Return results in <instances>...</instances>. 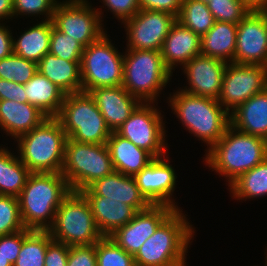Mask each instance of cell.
Here are the masks:
<instances>
[{
    "mask_svg": "<svg viewBox=\"0 0 267 266\" xmlns=\"http://www.w3.org/2000/svg\"><path fill=\"white\" fill-rule=\"evenodd\" d=\"M71 192L61 173H31L17 197L25 229L48 231L58 207Z\"/></svg>",
    "mask_w": 267,
    "mask_h": 266,
    "instance_id": "cell-1",
    "label": "cell"
},
{
    "mask_svg": "<svg viewBox=\"0 0 267 266\" xmlns=\"http://www.w3.org/2000/svg\"><path fill=\"white\" fill-rule=\"evenodd\" d=\"M205 156L203 158L206 166L224 176L229 187L267 157V140L241 132L229 125L224 135Z\"/></svg>",
    "mask_w": 267,
    "mask_h": 266,
    "instance_id": "cell-2",
    "label": "cell"
},
{
    "mask_svg": "<svg viewBox=\"0 0 267 266\" xmlns=\"http://www.w3.org/2000/svg\"><path fill=\"white\" fill-rule=\"evenodd\" d=\"M168 98V105L183 127L207 145L209 151L230 125V113L213 98L194 96L180 88Z\"/></svg>",
    "mask_w": 267,
    "mask_h": 266,
    "instance_id": "cell-3",
    "label": "cell"
},
{
    "mask_svg": "<svg viewBox=\"0 0 267 266\" xmlns=\"http://www.w3.org/2000/svg\"><path fill=\"white\" fill-rule=\"evenodd\" d=\"M181 209L175 210L133 256L135 266H186L195 230Z\"/></svg>",
    "mask_w": 267,
    "mask_h": 266,
    "instance_id": "cell-4",
    "label": "cell"
},
{
    "mask_svg": "<svg viewBox=\"0 0 267 266\" xmlns=\"http://www.w3.org/2000/svg\"><path fill=\"white\" fill-rule=\"evenodd\" d=\"M66 140L60 121L56 117H48L16 139L17 154L32 173H61Z\"/></svg>",
    "mask_w": 267,
    "mask_h": 266,
    "instance_id": "cell-5",
    "label": "cell"
},
{
    "mask_svg": "<svg viewBox=\"0 0 267 266\" xmlns=\"http://www.w3.org/2000/svg\"><path fill=\"white\" fill-rule=\"evenodd\" d=\"M122 86L142 103H157L172 79L160 51L125 49Z\"/></svg>",
    "mask_w": 267,
    "mask_h": 266,
    "instance_id": "cell-6",
    "label": "cell"
},
{
    "mask_svg": "<svg viewBox=\"0 0 267 266\" xmlns=\"http://www.w3.org/2000/svg\"><path fill=\"white\" fill-rule=\"evenodd\" d=\"M56 118L67 138L80 143L105 144L112 133L95 100L87 92L66 94Z\"/></svg>",
    "mask_w": 267,
    "mask_h": 266,
    "instance_id": "cell-7",
    "label": "cell"
},
{
    "mask_svg": "<svg viewBox=\"0 0 267 266\" xmlns=\"http://www.w3.org/2000/svg\"><path fill=\"white\" fill-rule=\"evenodd\" d=\"M114 171L107 143L88 144L67 138L61 174L72 191L80 192Z\"/></svg>",
    "mask_w": 267,
    "mask_h": 266,
    "instance_id": "cell-8",
    "label": "cell"
},
{
    "mask_svg": "<svg viewBox=\"0 0 267 266\" xmlns=\"http://www.w3.org/2000/svg\"><path fill=\"white\" fill-rule=\"evenodd\" d=\"M48 231L53 240L68 246L96 244L103 237L87 200L75 191L61 202Z\"/></svg>",
    "mask_w": 267,
    "mask_h": 266,
    "instance_id": "cell-9",
    "label": "cell"
},
{
    "mask_svg": "<svg viewBox=\"0 0 267 266\" xmlns=\"http://www.w3.org/2000/svg\"><path fill=\"white\" fill-rule=\"evenodd\" d=\"M107 35L106 32L99 40L84 47L80 64L83 92L122 85L124 54Z\"/></svg>",
    "mask_w": 267,
    "mask_h": 266,
    "instance_id": "cell-10",
    "label": "cell"
},
{
    "mask_svg": "<svg viewBox=\"0 0 267 266\" xmlns=\"http://www.w3.org/2000/svg\"><path fill=\"white\" fill-rule=\"evenodd\" d=\"M88 0L57 2L52 15L53 26L84 47L99 40L106 31L102 21V9L95 8ZM102 19V20H101Z\"/></svg>",
    "mask_w": 267,
    "mask_h": 266,
    "instance_id": "cell-11",
    "label": "cell"
},
{
    "mask_svg": "<svg viewBox=\"0 0 267 266\" xmlns=\"http://www.w3.org/2000/svg\"><path fill=\"white\" fill-rule=\"evenodd\" d=\"M154 103H140L118 128L117 134L147 151L153 158L167 154L165 121Z\"/></svg>",
    "mask_w": 267,
    "mask_h": 266,
    "instance_id": "cell-12",
    "label": "cell"
},
{
    "mask_svg": "<svg viewBox=\"0 0 267 266\" xmlns=\"http://www.w3.org/2000/svg\"><path fill=\"white\" fill-rule=\"evenodd\" d=\"M267 88V67L228 63L218 101L231 113L249 98Z\"/></svg>",
    "mask_w": 267,
    "mask_h": 266,
    "instance_id": "cell-13",
    "label": "cell"
},
{
    "mask_svg": "<svg viewBox=\"0 0 267 266\" xmlns=\"http://www.w3.org/2000/svg\"><path fill=\"white\" fill-rule=\"evenodd\" d=\"M177 17L164 11L139 10L123 25L127 49L160 51Z\"/></svg>",
    "mask_w": 267,
    "mask_h": 266,
    "instance_id": "cell-14",
    "label": "cell"
},
{
    "mask_svg": "<svg viewBox=\"0 0 267 266\" xmlns=\"http://www.w3.org/2000/svg\"><path fill=\"white\" fill-rule=\"evenodd\" d=\"M233 63L267 67V10H251L237 24Z\"/></svg>",
    "mask_w": 267,
    "mask_h": 266,
    "instance_id": "cell-15",
    "label": "cell"
},
{
    "mask_svg": "<svg viewBox=\"0 0 267 266\" xmlns=\"http://www.w3.org/2000/svg\"><path fill=\"white\" fill-rule=\"evenodd\" d=\"M165 157L154 158L134 178L140 193L151 205H168L179 210L172 198L178 182L177 174L169 163L168 155L167 159Z\"/></svg>",
    "mask_w": 267,
    "mask_h": 266,
    "instance_id": "cell-16",
    "label": "cell"
},
{
    "mask_svg": "<svg viewBox=\"0 0 267 266\" xmlns=\"http://www.w3.org/2000/svg\"><path fill=\"white\" fill-rule=\"evenodd\" d=\"M175 210L168 205H150L147 209L138 211L126 225L118 228L110 237L134 256Z\"/></svg>",
    "mask_w": 267,
    "mask_h": 266,
    "instance_id": "cell-17",
    "label": "cell"
},
{
    "mask_svg": "<svg viewBox=\"0 0 267 266\" xmlns=\"http://www.w3.org/2000/svg\"><path fill=\"white\" fill-rule=\"evenodd\" d=\"M227 64L225 61L202 54L195 56L182 67L183 73L187 76L188 86L180 90L194 96L218 100Z\"/></svg>",
    "mask_w": 267,
    "mask_h": 266,
    "instance_id": "cell-18",
    "label": "cell"
},
{
    "mask_svg": "<svg viewBox=\"0 0 267 266\" xmlns=\"http://www.w3.org/2000/svg\"><path fill=\"white\" fill-rule=\"evenodd\" d=\"M83 196H102L132 206L137 212L151 204L140 193L134 176L114 171L80 191Z\"/></svg>",
    "mask_w": 267,
    "mask_h": 266,
    "instance_id": "cell-19",
    "label": "cell"
},
{
    "mask_svg": "<svg viewBox=\"0 0 267 266\" xmlns=\"http://www.w3.org/2000/svg\"><path fill=\"white\" fill-rule=\"evenodd\" d=\"M89 94L95 100L111 132H116L141 103L122 85L98 87Z\"/></svg>",
    "mask_w": 267,
    "mask_h": 266,
    "instance_id": "cell-20",
    "label": "cell"
},
{
    "mask_svg": "<svg viewBox=\"0 0 267 266\" xmlns=\"http://www.w3.org/2000/svg\"><path fill=\"white\" fill-rule=\"evenodd\" d=\"M160 52L164 64L173 74L177 66L183 67L201 54V37L176 21L164 39Z\"/></svg>",
    "mask_w": 267,
    "mask_h": 266,
    "instance_id": "cell-21",
    "label": "cell"
},
{
    "mask_svg": "<svg viewBox=\"0 0 267 266\" xmlns=\"http://www.w3.org/2000/svg\"><path fill=\"white\" fill-rule=\"evenodd\" d=\"M48 116L38 107L25 102L0 100V127L14 140L39 126Z\"/></svg>",
    "mask_w": 267,
    "mask_h": 266,
    "instance_id": "cell-22",
    "label": "cell"
},
{
    "mask_svg": "<svg viewBox=\"0 0 267 266\" xmlns=\"http://www.w3.org/2000/svg\"><path fill=\"white\" fill-rule=\"evenodd\" d=\"M230 125L241 132L267 140V88L232 111Z\"/></svg>",
    "mask_w": 267,
    "mask_h": 266,
    "instance_id": "cell-23",
    "label": "cell"
},
{
    "mask_svg": "<svg viewBox=\"0 0 267 266\" xmlns=\"http://www.w3.org/2000/svg\"><path fill=\"white\" fill-rule=\"evenodd\" d=\"M87 200L98 230L103 236L112 235L126 225L137 213L130 205L102 196H84Z\"/></svg>",
    "mask_w": 267,
    "mask_h": 266,
    "instance_id": "cell-24",
    "label": "cell"
},
{
    "mask_svg": "<svg viewBox=\"0 0 267 266\" xmlns=\"http://www.w3.org/2000/svg\"><path fill=\"white\" fill-rule=\"evenodd\" d=\"M81 61H67L46 53L37 63V70L65 94L82 92Z\"/></svg>",
    "mask_w": 267,
    "mask_h": 266,
    "instance_id": "cell-25",
    "label": "cell"
},
{
    "mask_svg": "<svg viewBox=\"0 0 267 266\" xmlns=\"http://www.w3.org/2000/svg\"><path fill=\"white\" fill-rule=\"evenodd\" d=\"M107 146L114 170L127 176H135L154 159L147 151L116 132L110 134Z\"/></svg>",
    "mask_w": 267,
    "mask_h": 266,
    "instance_id": "cell-26",
    "label": "cell"
},
{
    "mask_svg": "<svg viewBox=\"0 0 267 266\" xmlns=\"http://www.w3.org/2000/svg\"><path fill=\"white\" fill-rule=\"evenodd\" d=\"M237 24L215 21L201 37V54L233 63L236 49Z\"/></svg>",
    "mask_w": 267,
    "mask_h": 266,
    "instance_id": "cell-27",
    "label": "cell"
},
{
    "mask_svg": "<svg viewBox=\"0 0 267 266\" xmlns=\"http://www.w3.org/2000/svg\"><path fill=\"white\" fill-rule=\"evenodd\" d=\"M51 33L52 21L41 20L13 38V53L37 64L50 51Z\"/></svg>",
    "mask_w": 267,
    "mask_h": 266,
    "instance_id": "cell-28",
    "label": "cell"
},
{
    "mask_svg": "<svg viewBox=\"0 0 267 266\" xmlns=\"http://www.w3.org/2000/svg\"><path fill=\"white\" fill-rule=\"evenodd\" d=\"M24 87L28 103L38 107L48 117L59 114L66 94L44 75L37 71Z\"/></svg>",
    "mask_w": 267,
    "mask_h": 266,
    "instance_id": "cell-29",
    "label": "cell"
},
{
    "mask_svg": "<svg viewBox=\"0 0 267 266\" xmlns=\"http://www.w3.org/2000/svg\"><path fill=\"white\" fill-rule=\"evenodd\" d=\"M31 173L18 155L0 146V195L18 197Z\"/></svg>",
    "mask_w": 267,
    "mask_h": 266,
    "instance_id": "cell-30",
    "label": "cell"
},
{
    "mask_svg": "<svg viewBox=\"0 0 267 266\" xmlns=\"http://www.w3.org/2000/svg\"><path fill=\"white\" fill-rule=\"evenodd\" d=\"M229 187L232 197L239 201L267 196V157L241 175Z\"/></svg>",
    "mask_w": 267,
    "mask_h": 266,
    "instance_id": "cell-31",
    "label": "cell"
},
{
    "mask_svg": "<svg viewBox=\"0 0 267 266\" xmlns=\"http://www.w3.org/2000/svg\"><path fill=\"white\" fill-rule=\"evenodd\" d=\"M177 21L200 37L206 34L215 22L208 4L197 0H183Z\"/></svg>",
    "mask_w": 267,
    "mask_h": 266,
    "instance_id": "cell-32",
    "label": "cell"
},
{
    "mask_svg": "<svg viewBox=\"0 0 267 266\" xmlns=\"http://www.w3.org/2000/svg\"><path fill=\"white\" fill-rule=\"evenodd\" d=\"M49 231L32 230L22 242L13 266H44L48 244L52 241Z\"/></svg>",
    "mask_w": 267,
    "mask_h": 266,
    "instance_id": "cell-33",
    "label": "cell"
},
{
    "mask_svg": "<svg viewBox=\"0 0 267 266\" xmlns=\"http://www.w3.org/2000/svg\"><path fill=\"white\" fill-rule=\"evenodd\" d=\"M37 64L14 53L0 59V79L26 84L37 72Z\"/></svg>",
    "mask_w": 267,
    "mask_h": 266,
    "instance_id": "cell-34",
    "label": "cell"
},
{
    "mask_svg": "<svg viewBox=\"0 0 267 266\" xmlns=\"http://www.w3.org/2000/svg\"><path fill=\"white\" fill-rule=\"evenodd\" d=\"M97 266H135L133 255L122 249L110 236L96 243Z\"/></svg>",
    "mask_w": 267,
    "mask_h": 266,
    "instance_id": "cell-35",
    "label": "cell"
},
{
    "mask_svg": "<svg viewBox=\"0 0 267 266\" xmlns=\"http://www.w3.org/2000/svg\"><path fill=\"white\" fill-rule=\"evenodd\" d=\"M208 8L215 21L238 24L251 9L243 0H210Z\"/></svg>",
    "mask_w": 267,
    "mask_h": 266,
    "instance_id": "cell-36",
    "label": "cell"
},
{
    "mask_svg": "<svg viewBox=\"0 0 267 266\" xmlns=\"http://www.w3.org/2000/svg\"><path fill=\"white\" fill-rule=\"evenodd\" d=\"M24 229L18 198L0 195V236Z\"/></svg>",
    "mask_w": 267,
    "mask_h": 266,
    "instance_id": "cell-37",
    "label": "cell"
},
{
    "mask_svg": "<svg viewBox=\"0 0 267 266\" xmlns=\"http://www.w3.org/2000/svg\"><path fill=\"white\" fill-rule=\"evenodd\" d=\"M84 46L53 26L50 37V53L67 61H81Z\"/></svg>",
    "mask_w": 267,
    "mask_h": 266,
    "instance_id": "cell-38",
    "label": "cell"
},
{
    "mask_svg": "<svg viewBox=\"0 0 267 266\" xmlns=\"http://www.w3.org/2000/svg\"><path fill=\"white\" fill-rule=\"evenodd\" d=\"M57 2L58 0H13V17L27 15L40 18V15H44L42 21L51 20Z\"/></svg>",
    "mask_w": 267,
    "mask_h": 266,
    "instance_id": "cell-39",
    "label": "cell"
},
{
    "mask_svg": "<svg viewBox=\"0 0 267 266\" xmlns=\"http://www.w3.org/2000/svg\"><path fill=\"white\" fill-rule=\"evenodd\" d=\"M67 266H97L96 244L69 246Z\"/></svg>",
    "mask_w": 267,
    "mask_h": 266,
    "instance_id": "cell-40",
    "label": "cell"
},
{
    "mask_svg": "<svg viewBox=\"0 0 267 266\" xmlns=\"http://www.w3.org/2000/svg\"><path fill=\"white\" fill-rule=\"evenodd\" d=\"M32 230L24 229L15 233L1 235V250L5 259L8 260L13 266L19 255L23 239Z\"/></svg>",
    "mask_w": 267,
    "mask_h": 266,
    "instance_id": "cell-41",
    "label": "cell"
},
{
    "mask_svg": "<svg viewBox=\"0 0 267 266\" xmlns=\"http://www.w3.org/2000/svg\"><path fill=\"white\" fill-rule=\"evenodd\" d=\"M107 10L124 23L132 18L139 10V0H101Z\"/></svg>",
    "mask_w": 267,
    "mask_h": 266,
    "instance_id": "cell-42",
    "label": "cell"
},
{
    "mask_svg": "<svg viewBox=\"0 0 267 266\" xmlns=\"http://www.w3.org/2000/svg\"><path fill=\"white\" fill-rule=\"evenodd\" d=\"M69 246L52 240L48 246L44 258V266H67Z\"/></svg>",
    "mask_w": 267,
    "mask_h": 266,
    "instance_id": "cell-43",
    "label": "cell"
},
{
    "mask_svg": "<svg viewBox=\"0 0 267 266\" xmlns=\"http://www.w3.org/2000/svg\"><path fill=\"white\" fill-rule=\"evenodd\" d=\"M0 100L28 102L24 85L0 79Z\"/></svg>",
    "mask_w": 267,
    "mask_h": 266,
    "instance_id": "cell-44",
    "label": "cell"
},
{
    "mask_svg": "<svg viewBox=\"0 0 267 266\" xmlns=\"http://www.w3.org/2000/svg\"><path fill=\"white\" fill-rule=\"evenodd\" d=\"M183 0H139L140 10L164 11L178 17Z\"/></svg>",
    "mask_w": 267,
    "mask_h": 266,
    "instance_id": "cell-45",
    "label": "cell"
},
{
    "mask_svg": "<svg viewBox=\"0 0 267 266\" xmlns=\"http://www.w3.org/2000/svg\"><path fill=\"white\" fill-rule=\"evenodd\" d=\"M0 23V59L6 58L13 53V34L11 28Z\"/></svg>",
    "mask_w": 267,
    "mask_h": 266,
    "instance_id": "cell-46",
    "label": "cell"
},
{
    "mask_svg": "<svg viewBox=\"0 0 267 266\" xmlns=\"http://www.w3.org/2000/svg\"><path fill=\"white\" fill-rule=\"evenodd\" d=\"M13 18V0H0V23Z\"/></svg>",
    "mask_w": 267,
    "mask_h": 266,
    "instance_id": "cell-47",
    "label": "cell"
},
{
    "mask_svg": "<svg viewBox=\"0 0 267 266\" xmlns=\"http://www.w3.org/2000/svg\"><path fill=\"white\" fill-rule=\"evenodd\" d=\"M251 10H267V0H243Z\"/></svg>",
    "mask_w": 267,
    "mask_h": 266,
    "instance_id": "cell-48",
    "label": "cell"
},
{
    "mask_svg": "<svg viewBox=\"0 0 267 266\" xmlns=\"http://www.w3.org/2000/svg\"><path fill=\"white\" fill-rule=\"evenodd\" d=\"M0 266H12L11 263L5 259L1 250V236H0Z\"/></svg>",
    "mask_w": 267,
    "mask_h": 266,
    "instance_id": "cell-49",
    "label": "cell"
},
{
    "mask_svg": "<svg viewBox=\"0 0 267 266\" xmlns=\"http://www.w3.org/2000/svg\"><path fill=\"white\" fill-rule=\"evenodd\" d=\"M197 1L204 2L205 4H208L210 2V0H197Z\"/></svg>",
    "mask_w": 267,
    "mask_h": 266,
    "instance_id": "cell-50",
    "label": "cell"
},
{
    "mask_svg": "<svg viewBox=\"0 0 267 266\" xmlns=\"http://www.w3.org/2000/svg\"><path fill=\"white\" fill-rule=\"evenodd\" d=\"M266 253H267V249H266ZM265 261H266V262H265V263H266L265 266H267V254H266Z\"/></svg>",
    "mask_w": 267,
    "mask_h": 266,
    "instance_id": "cell-51",
    "label": "cell"
}]
</instances>
